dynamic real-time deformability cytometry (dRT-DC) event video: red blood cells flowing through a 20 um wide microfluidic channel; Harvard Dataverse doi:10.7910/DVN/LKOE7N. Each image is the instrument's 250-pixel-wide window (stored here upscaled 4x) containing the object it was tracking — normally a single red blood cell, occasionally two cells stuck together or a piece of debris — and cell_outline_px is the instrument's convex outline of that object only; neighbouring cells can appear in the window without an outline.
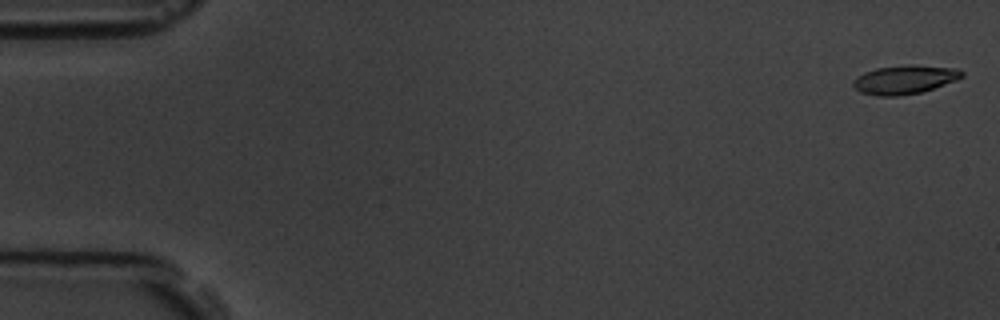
{"species": "common noctule bat (a hibernating species)", "species_latin": "Nyctalus noctula", "temperature_condition": "room temperature", "stored_images_in_passage": 7, "camera_frame_rate_fps": 3000, "um_per_image_px": 0.085, "animal": {"sex": "male", "body_mass_g": 19.5, "forearm_length_mm": 54.6}, "frame": {"image": 1, "passage_image": 1, "time_ms": 0.0, "image_size_px": [1000, 320], "cell_outline_px": [[964, 76], [956, 80], [920, 92], [896, 96], [880, 96], [860, 92], [852, 84], [852, 80], [856, 76], [864, 72], [876, 68], [908, 64], [916, 64], [956, 68], [964, 72]], "centroid_in_image_um": [76.88, 6.74], "position_along_channel_um": 8.1, "area_um2": 18.26}}
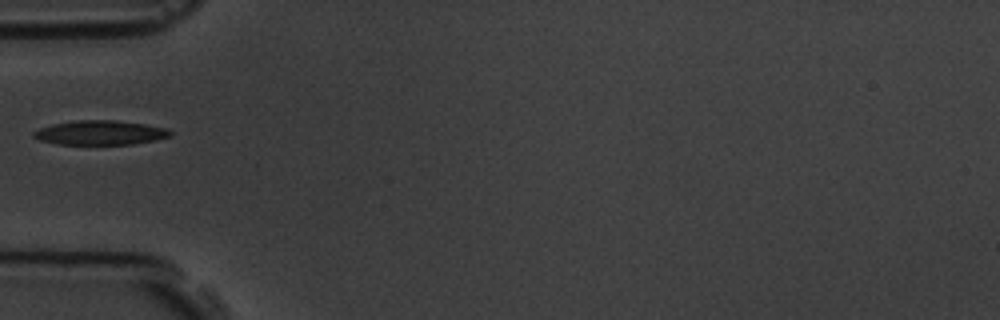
{"frame": {"image": 2, "passage_image": 6, "time_ms": 6.0, "image_size_px": [1000, 320], "cell_outline_px": [[172, 136], [156, 140], [132, 144], [60, 144], [40, 140], [32, 136], [32, 132], [40, 128], [52, 124], [72, 120], [116, 120], [144, 124], [168, 128], [172, 132]], "centroid_in_image_um": [8.54, 11.27], "position_along_channel_um": 76.5, "area_um2": 19.48}}
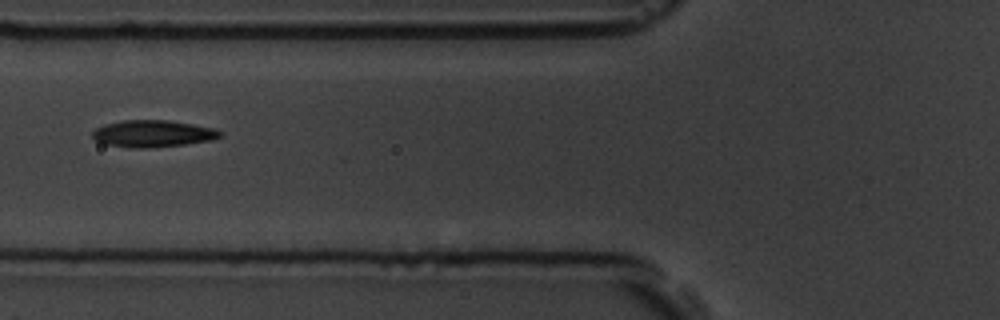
{"frame": {"image": 3, "passage_image": 7, "time_ms": 7.0, "image_size_px": [1000, 320], "cell_outline_px": [[224, 132], [220, 136], [212, 140], [184, 144], [148, 148], [132, 148], [108, 144], [96, 140], [92, 136], [92, 132], [96, 128], [104, 124], [124, 120], [168, 120], [216, 128]], "centroid_in_image_um": [13.02, 11.35], "position_along_channel_um": 112.8, "area_um2": 19.94}}